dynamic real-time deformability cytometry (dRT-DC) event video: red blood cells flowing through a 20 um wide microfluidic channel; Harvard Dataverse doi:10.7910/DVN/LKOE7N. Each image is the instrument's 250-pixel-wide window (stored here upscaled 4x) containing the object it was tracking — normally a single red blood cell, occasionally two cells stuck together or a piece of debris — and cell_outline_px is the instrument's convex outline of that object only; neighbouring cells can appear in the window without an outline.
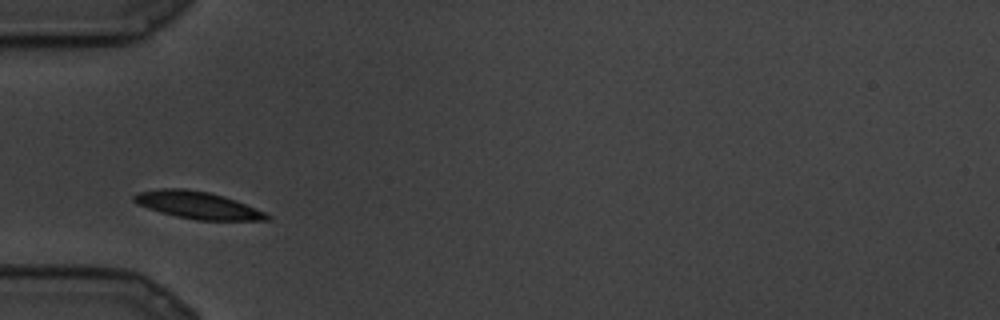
{"species": "common noctule bat (a hibernating species)", "species_latin": "Nyctalus noctula", "temperature_condition": "cold", "stored_images_in_passage": 65, "camera_frame_rate_fps": 3000, "um_per_image_px": 0.085, "animal": {"sex": "male", "body_mass_g": 19.5, "forearm_length_mm": 54.6}, "frame": {"image": 1, "passage_image": 1, "time_ms": 0.0, "image_size_px": [1000, 320], "cell_outline_px": [[272, 216], [268, 220], [196, 220], [176, 216], [160, 212], [136, 204], [132, 200], [132, 196], [136, 192], [160, 188], [184, 188], [208, 192], [224, 196], [236, 200], [264, 212]], "centroid_in_image_um": [16.75, 17.43], "position_along_channel_um": 68.3, "area_um2": 21.15}}
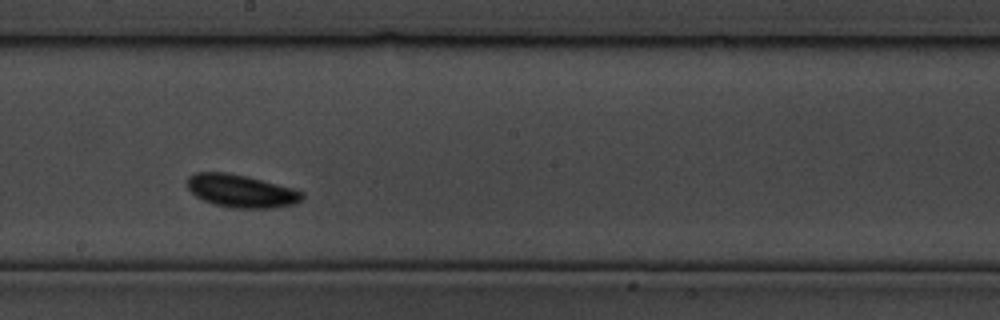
{"frame": {"image": 2, "passage_image": 24, "time_ms": 7.667, "image_size_px": [1000, 320], "cell_outline_px": [[304, 196], [296, 204], [272, 208], [232, 208], [216, 204], [204, 200], [196, 196], [188, 188], [188, 176], [196, 172], [228, 172], [248, 176], [292, 188], [304, 192]], "centroid_in_image_um": [20.51, 16.23], "position_along_channel_um": 227.7, "area_um2": 21.96}}
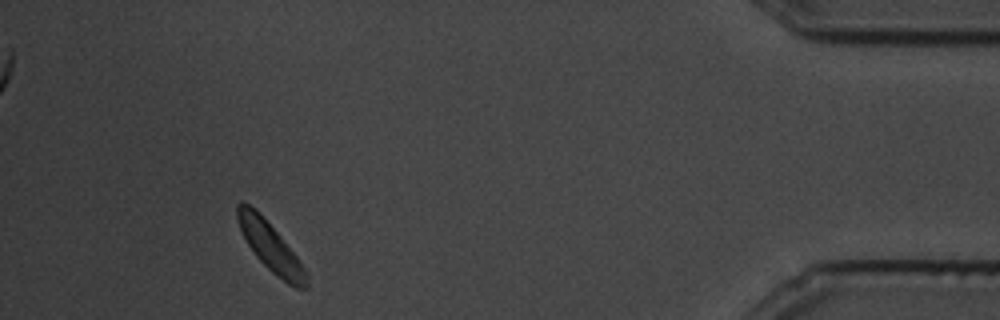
{"frame": {"image": 3, "passage_image": 58, "time_ms": 19.0, "image_size_px": [1000, 320], "cell_outline_px": [[308, 288], [296, 288], [288, 284], [272, 272], [256, 256], [248, 244], [236, 220], [236, 204], [240, 200], [244, 200], [280, 236], [296, 256], [304, 268], [308, 276]], "centroid_in_image_um": [22.98, 21.0], "position_along_channel_um": 412.2, "area_um2": 18.96}}